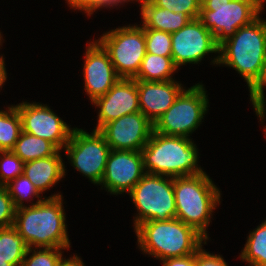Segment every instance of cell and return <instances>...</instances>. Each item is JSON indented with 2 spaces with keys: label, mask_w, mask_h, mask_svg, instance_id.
Segmentation results:
<instances>
[{
  "label": "cell",
  "mask_w": 266,
  "mask_h": 266,
  "mask_svg": "<svg viewBox=\"0 0 266 266\" xmlns=\"http://www.w3.org/2000/svg\"><path fill=\"white\" fill-rule=\"evenodd\" d=\"M12 151L26 163L55 155L59 149L48 140L22 131Z\"/></svg>",
  "instance_id": "cell-21"
},
{
  "label": "cell",
  "mask_w": 266,
  "mask_h": 266,
  "mask_svg": "<svg viewBox=\"0 0 266 266\" xmlns=\"http://www.w3.org/2000/svg\"><path fill=\"white\" fill-rule=\"evenodd\" d=\"M264 87H266V62L264 65L263 74L258 83L249 91L250 92V101L253 105V108L256 112V115L260 118L261 123H263L266 118V107H265V95Z\"/></svg>",
  "instance_id": "cell-30"
},
{
  "label": "cell",
  "mask_w": 266,
  "mask_h": 266,
  "mask_svg": "<svg viewBox=\"0 0 266 266\" xmlns=\"http://www.w3.org/2000/svg\"><path fill=\"white\" fill-rule=\"evenodd\" d=\"M203 84L184 89L173 105L153 124V131L170 136L189 137L203 122L208 111V95Z\"/></svg>",
  "instance_id": "cell-8"
},
{
  "label": "cell",
  "mask_w": 266,
  "mask_h": 266,
  "mask_svg": "<svg viewBox=\"0 0 266 266\" xmlns=\"http://www.w3.org/2000/svg\"><path fill=\"white\" fill-rule=\"evenodd\" d=\"M57 266H85V265L82 259H80L77 255H74L68 259H64L62 257Z\"/></svg>",
  "instance_id": "cell-35"
},
{
  "label": "cell",
  "mask_w": 266,
  "mask_h": 266,
  "mask_svg": "<svg viewBox=\"0 0 266 266\" xmlns=\"http://www.w3.org/2000/svg\"><path fill=\"white\" fill-rule=\"evenodd\" d=\"M155 6L168 9L174 13H185L191 20L200 14L201 0H150Z\"/></svg>",
  "instance_id": "cell-29"
},
{
  "label": "cell",
  "mask_w": 266,
  "mask_h": 266,
  "mask_svg": "<svg viewBox=\"0 0 266 266\" xmlns=\"http://www.w3.org/2000/svg\"><path fill=\"white\" fill-rule=\"evenodd\" d=\"M69 7L72 9H77L87 13L86 15H92L99 6V0H66Z\"/></svg>",
  "instance_id": "cell-33"
},
{
  "label": "cell",
  "mask_w": 266,
  "mask_h": 266,
  "mask_svg": "<svg viewBox=\"0 0 266 266\" xmlns=\"http://www.w3.org/2000/svg\"><path fill=\"white\" fill-rule=\"evenodd\" d=\"M4 58H0V88L3 87V84L7 80V71L5 68Z\"/></svg>",
  "instance_id": "cell-37"
},
{
  "label": "cell",
  "mask_w": 266,
  "mask_h": 266,
  "mask_svg": "<svg viewBox=\"0 0 266 266\" xmlns=\"http://www.w3.org/2000/svg\"><path fill=\"white\" fill-rule=\"evenodd\" d=\"M3 39H2V34H1V32H0V46H2V41Z\"/></svg>",
  "instance_id": "cell-40"
},
{
  "label": "cell",
  "mask_w": 266,
  "mask_h": 266,
  "mask_svg": "<svg viewBox=\"0 0 266 266\" xmlns=\"http://www.w3.org/2000/svg\"><path fill=\"white\" fill-rule=\"evenodd\" d=\"M87 44L83 66L84 90L90 102H94L106 94L120 77L103 46L97 40Z\"/></svg>",
  "instance_id": "cell-15"
},
{
  "label": "cell",
  "mask_w": 266,
  "mask_h": 266,
  "mask_svg": "<svg viewBox=\"0 0 266 266\" xmlns=\"http://www.w3.org/2000/svg\"><path fill=\"white\" fill-rule=\"evenodd\" d=\"M129 196L138 212L134 228L146 221L176 218L173 177L146 173L129 192Z\"/></svg>",
  "instance_id": "cell-7"
},
{
  "label": "cell",
  "mask_w": 266,
  "mask_h": 266,
  "mask_svg": "<svg viewBox=\"0 0 266 266\" xmlns=\"http://www.w3.org/2000/svg\"><path fill=\"white\" fill-rule=\"evenodd\" d=\"M235 69L247 82L249 91L258 83L266 62V20L259 16L240 27L219 45V55L212 61Z\"/></svg>",
  "instance_id": "cell-2"
},
{
  "label": "cell",
  "mask_w": 266,
  "mask_h": 266,
  "mask_svg": "<svg viewBox=\"0 0 266 266\" xmlns=\"http://www.w3.org/2000/svg\"><path fill=\"white\" fill-rule=\"evenodd\" d=\"M163 266H195V254L161 260Z\"/></svg>",
  "instance_id": "cell-34"
},
{
  "label": "cell",
  "mask_w": 266,
  "mask_h": 266,
  "mask_svg": "<svg viewBox=\"0 0 266 266\" xmlns=\"http://www.w3.org/2000/svg\"><path fill=\"white\" fill-rule=\"evenodd\" d=\"M126 3L129 2V1H134V0H125ZM136 2L139 1L140 2V5L144 4L145 2H148L150 0H135Z\"/></svg>",
  "instance_id": "cell-39"
},
{
  "label": "cell",
  "mask_w": 266,
  "mask_h": 266,
  "mask_svg": "<svg viewBox=\"0 0 266 266\" xmlns=\"http://www.w3.org/2000/svg\"><path fill=\"white\" fill-rule=\"evenodd\" d=\"M171 39L172 60L177 68L188 63L198 64L208 53H219L214 35L198 18L172 33Z\"/></svg>",
  "instance_id": "cell-12"
},
{
  "label": "cell",
  "mask_w": 266,
  "mask_h": 266,
  "mask_svg": "<svg viewBox=\"0 0 266 266\" xmlns=\"http://www.w3.org/2000/svg\"><path fill=\"white\" fill-rule=\"evenodd\" d=\"M178 69L172 57L146 53L141 62L140 69L133 79L153 82L174 80L172 75Z\"/></svg>",
  "instance_id": "cell-20"
},
{
  "label": "cell",
  "mask_w": 266,
  "mask_h": 266,
  "mask_svg": "<svg viewBox=\"0 0 266 266\" xmlns=\"http://www.w3.org/2000/svg\"><path fill=\"white\" fill-rule=\"evenodd\" d=\"M24 162L12 151H0V186L23 175Z\"/></svg>",
  "instance_id": "cell-28"
},
{
  "label": "cell",
  "mask_w": 266,
  "mask_h": 266,
  "mask_svg": "<svg viewBox=\"0 0 266 266\" xmlns=\"http://www.w3.org/2000/svg\"><path fill=\"white\" fill-rule=\"evenodd\" d=\"M22 121V131L53 143L64 149L74 128L64 122L46 104L22 102L15 105Z\"/></svg>",
  "instance_id": "cell-11"
},
{
  "label": "cell",
  "mask_w": 266,
  "mask_h": 266,
  "mask_svg": "<svg viewBox=\"0 0 266 266\" xmlns=\"http://www.w3.org/2000/svg\"><path fill=\"white\" fill-rule=\"evenodd\" d=\"M263 0H202L198 19L218 45L259 17Z\"/></svg>",
  "instance_id": "cell-6"
},
{
  "label": "cell",
  "mask_w": 266,
  "mask_h": 266,
  "mask_svg": "<svg viewBox=\"0 0 266 266\" xmlns=\"http://www.w3.org/2000/svg\"><path fill=\"white\" fill-rule=\"evenodd\" d=\"M64 149L71 166L93 184L100 185L111 151L103 135L98 130L89 134L75 127Z\"/></svg>",
  "instance_id": "cell-10"
},
{
  "label": "cell",
  "mask_w": 266,
  "mask_h": 266,
  "mask_svg": "<svg viewBox=\"0 0 266 266\" xmlns=\"http://www.w3.org/2000/svg\"><path fill=\"white\" fill-rule=\"evenodd\" d=\"M126 1L125 0H99V8H103V7H113V6H118L120 4H124Z\"/></svg>",
  "instance_id": "cell-36"
},
{
  "label": "cell",
  "mask_w": 266,
  "mask_h": 266,
  "mask_svg": "<svg viewBox=\"0 0 266 266\" xmlns=\"http://www.w3.org/2000/svg\"><path fill=\"white\" fill-rule=\"evenodd\" d=\"M176 218L193 227L206 240L211 216L219 205L221 191L205 173L173 178Z\"/></svg>",
  "instance_id": "cell-5"
},
{
  "label": "cell",
  "mask_w": 266,
  "mask_h": 266,
  "mask_svg": "<svg viewBox=\"0 0 266 266\" xmlns=\"http://www.w3.org/2000/svg\"><path fill=\"white\" fill-rule=\"evenodd\" d=\"M60 152L59 150L55 155L24 163L23 174L40 194L55 186L66 175Z\"/></svg>",
  "instance_id": "cell-18"
},
{
  "label": "cell",
  "mask_w": 266,
  "mask_h": 266,
  "mask_svg": "<svg viewBox=\"0 0 266 266\" xmlns=\"http://www.w3.org/2000/svg\"><path fill=\"white\" fill-rule=\"evenodd\" d=\"M145 174L141 151L111 150L100 185L110 194L129 193Z\"/></svg>",
  "instance_id": "cell-13"
},
{
  "label": "cell",
  "mask_w": 266,
  "mask_h": 266,
  "mask_svg": "<svg viewBox=\"0 0 266 266\" xmlns=\"http://www.w3.org/2000/svg\"><path fill=\"white\" fill-rule=\"evenodd\" d=\"M240 258L249 266H266V220L248 235Z\"/></svg>",
  "instance_id": "cell-23"
},
{
  "label": "cell",
  "mask_w": 266,
  "mask_h": 266,
  "mask_svg": "<svg viewBox=\"0 0 266 266\" xmlns=\"http://www.w3.org/2000/svg\"><path fill=\"white\" fill-rule=\"evenodd\" d=\"M21 132L22 121L16 106L0 110V151L12 150Z\"/></svg>",
  "instance_id": "cell-24"
},
{
  "label": "cell",
  "mask_w": 266,
  "mask_h": 266,
  "mask_svg": "<svg viewBox=\"0 0 266 266\" xmlns=\"http://www.w3.org/2000/svg\"><path fill=\"white\" fill-rule=\"evenodd\" d=\"M134 229L139 249L160 261L195 254L206 244L200 233L178 218L146 221Z\"/></svg>",
  "instance_id": "cell-3"
},
{
  "label": "cell",
  "mask_w": 266,
  "mask_h": 266,
  "mask_svg": "<svg viewBox=\"0 0 266 266\" xmlns=\"http://www.w3.org/2000/svg\"><path fill=\"white\" fill-rule=\"evenodd\" d=\"M16 208L5 186H0V228L13 226Z\"/></svg>",
  "instance_id": "cell-31"
},
{
  "label": "cell",
  "mask_w": 266,
  "mask_h": 266,
  "mask_svg": "<svg viewBox=\"0 0 266 266\" xmlns=\"http://www.w3.org/2000/svg\"><path fill=\"white\" fill-rule=\"evenodd\" d=\"M92 103L100 109L94 130L126 114L140 112L137 80L120 78L106 94Z\"/></svg>",
  "instance_id": "cell-16"
},
{
  "label": "cell",
  "mask_w": 266,
  "mask_h": 266,
  "mask_svg": "<svg viewBox=\"0 0 266 266\" xmlns=\"http://www.w3.org/2000/svg\"><path fill=\"white\" fill-rule=\"evenodd\" d=\"M111 150L141 151L149 141L153 123L142 113L126 114L98 130Z\"/></svg>",
  "instance_id": "cell-14"
},
{
  "label": "cell",
  "mask_w": 266,
  "mask_h": 266,
  "mask_svg": "<svg viewBox=\"0 0 266 266\" xmlns=\"http://www.w3.org/2000/svg\"><path fill=\"white\" fill-rule=\"evenodd\" d=\"M27 250L23 237L13 226L0 228V258L13 266H21Z\"/></svg>",
  "instance_id": "cell-22"
},
{
  "label": "cell",
  "mask_w": 266,
  "mask_h": 266,
  "mask_svg": "<svg viewBox=\"0 0 266 266\" xmlns=\"http://www.w3.org/2000/svg\"><path fill=\"white\" fill-rule=\"evenodd\" d=\"M62 197L55 193L40 203L16 209L13 227L28 248H70Z\"/></svg>",
  "instance_id": "cell-1"
},
{
  "label": "cell",
  "mask_w": 266,
  "mask_h": 266,
  "mask_svg": "<svg viewBox=\"0 0 266 266\" xmlns=\"http://www.w3.org/2000/svg\"><path fill=\"white\" fill-rule=\"evenodd\" d=\"M65 249L69 248H28L21 266H57Z\"/></svg>",
  "instance_id": "cell-26"
},
{
  "label": "cell",
  "mask_w": 266,
  "mask_h": 266,
  "mask_svg": "<svg viewBox=\"0 0 266 266\" xmlns=\"http://www.w3.org/2000/svg\"><path fill=\"white\" fill-rule=\"evenodd\" d=\"M181 85L175 80L163 82L137 80L140 112L154 124L184 90Z\"/></svg>",
  "instance_id": "cell-17"
},
{
  "label": "cell",
  "mask_w": 266,
  "mask_h": 266,
  "mask_svg": "<svg viewBox=\"0 0 266 266\" xmlns=\"http://www.w3.org/2000/svg\"><path fill=\"white\" fill-rule=\"evenodd\" d=\"M144 29H155L174 33L184 27L191 19L185 13H174L165 8L155 6L151 1L141 5Z\"/></svg>",
  "instance_id": "cell-19"
},
{
  "label": "cell",
  "mask_w": 266,
  "mask_h": 266,
  "mask_svg": "<svg viewBox=\"0 0 266 266\" xmlns=\"http://www.w3.org/2000/svg\"><path fill=\"white\" fill-rule=\"evenodd\" d=\"M0 266H13L12 264L6 262L5 259L0 258Z\"/></svg>",
  "instance_id": "cell-38"
},
{
  "label": "cell",
  "mask_w": 266,
  "mask_h": 266,
  "mask_svg": "<svg viewBox=\"0 0 266 266\" xmlns=\"http://www.w3.org/2000/svg\"><path fill=\"white\" fill-rule=\"evenodd\" d=\"M141 153L149 174L174 178L205 173L198 165V148L190 138L152 131Z\"/></svg>",
  "instance_id": "cell-4"
},
{
  "label": "cell",
  "mask_w": 266,
  "mask_h": 266,
  "mask_svg": "<svg viewBox=\"0 0 266 266\" xmlns=\"http://www.w3.org/2000/svg\"><path fill=\"white\" fill-rule=\"evenodd\" d=\"M223 256L211 254L202 247L195 253V266H228Z\"/></svg>",
  "instance_id": "cell-32"
},
{
  "label": "cell",
  "mask_w": 266,
  "mask_h": 266,
  "mask_svg": "<svg viewBox=\"0 0 266 266\" xmlns=\"http://www.w3.org/2000/svg\"><path fill=\"white\" fill-rule=\"evenodd\" d=\"M5 187L7 188L16 209L24 207V200L30 197H37V203L42 202L46 198H41L40 193L36 189L35 185H33L24 174L10 181L7 185H5Z\"/></svg>",
  "instance_id": "cell-25"
},
{
  "label": "cell",
  "mask_w": 266,
  "mask_h": 266,
  "mask_svg": "<svg viewBox=\"0 0 266 266\" xmlns=\"http://www.w3.org/2000/svg\"><path fill=\"white\" fill-rule=\"evenodd\" d=\"M144 32L147 53L172 57V39L170 33L155 29H144Z\"/></svg>",
  "instance_id": "cell-27"
},
{
  "label": "cell",
  "mask_w": 266,
  "mask_h": 266,
  "mask_svg": "<svg viewBox=\"0 0 266 266\" xmlns=\"http://www.w3.org/2000/svg\"><path fill=\"white\" fill-rule=\"evenodd\" d=\"M107 51L120 78L133 79L146 55L145 32L142 26H122L105 32L97 40Z\"/></svg>",
  "instance_id": "cell-9"
}]
</instances>
